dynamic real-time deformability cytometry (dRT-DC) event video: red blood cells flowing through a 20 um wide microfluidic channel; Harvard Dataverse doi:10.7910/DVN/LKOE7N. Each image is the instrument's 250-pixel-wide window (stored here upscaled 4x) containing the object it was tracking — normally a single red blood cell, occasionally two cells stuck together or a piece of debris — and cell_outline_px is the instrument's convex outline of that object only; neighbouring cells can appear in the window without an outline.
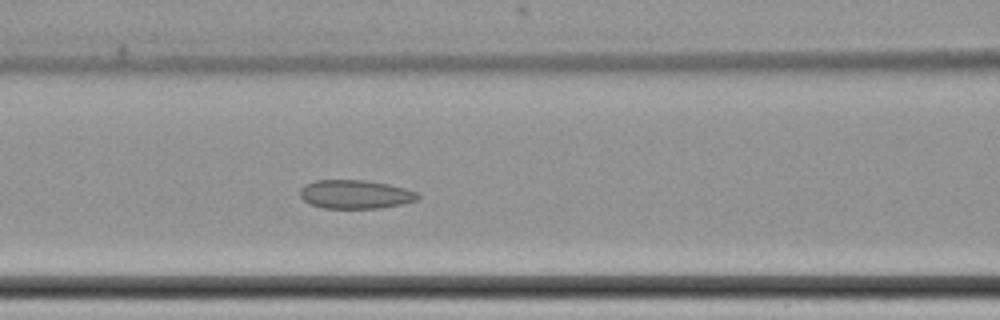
{"species": "common noctule bat (a hibernating species)", "species_latin": "Nyctalus noctula", "temperature_condition": "cold", "stored_images_in_passage": 8, "camera_frame_rate_fps": 3000, "um_per_image_px": 0.085, "animal": {"sex": "female", "body_mass_g": 22.7, "forearm_length_mm": 54.2}, "frame": {"image": 1, "passage_image": 8, "time_ms": 9.333, "image_size_px": [1000, 320], "cell_outline_px": [[420, 196], [416, 200], [404, 204], [380, 208], [324, 208], [312, 204], [304, 200], [300, 196], [300, 188], [304, 184], [316, 180], [364, 180], [388, 184], [404, 188], [416, 192]], "centroid_in_image_um": [30.19, 16.51], "position_along_channel_um": 136.4, "area_um2": 19.65}}